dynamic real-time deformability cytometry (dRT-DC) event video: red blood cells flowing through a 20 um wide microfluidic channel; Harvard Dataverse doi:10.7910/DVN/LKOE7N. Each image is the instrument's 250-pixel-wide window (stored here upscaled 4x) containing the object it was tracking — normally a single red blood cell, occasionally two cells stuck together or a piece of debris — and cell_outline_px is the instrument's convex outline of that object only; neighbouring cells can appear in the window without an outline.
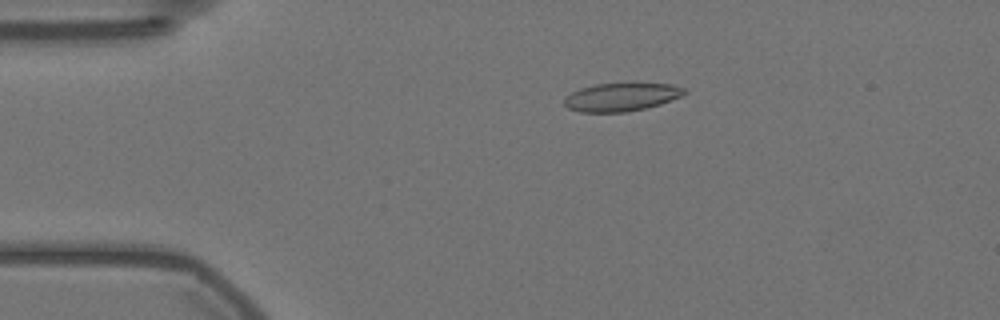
{"species": "Egyptian fruit bat (a non-hibernating species)", "species_latin": "Rousettus aegyptiacus", "temperature_condition": "warm", "stored_images_in_passage": 57, "camera_frame_rate_fps": 3000, "um_per_image_px": 0.085, "animal": {"sex": "female"}, "frame": {"image": 1, "passage_image": 11, "time_ms": 3.333, "image_size_px": [1000, 320], "cell_outline_px": [[688, 92], [680, 96], [660, 104], [644, 108], [624, 112], [580, 112], [568, 108], [564, 104], [564, 100], [572, 92], [580, 88], [596, 84], [672, 84], [684, 88]], "centroid_in_image_um": [52.8, 8.25], "position_along_channel_um": 32.2, "area_um2": 19.36}}
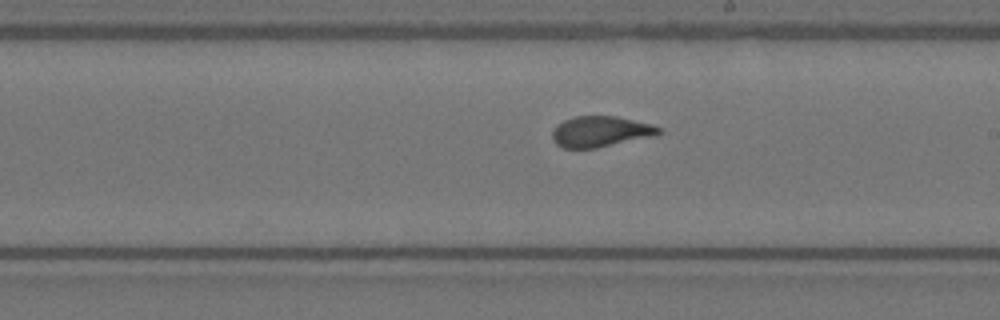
{"frame": {"image": 2, "passage_image": 32, "time_ms": 10.333, "image_size_px": [1000, 320], "cell_outline_px": [[664, 132], [656, 136], [596, 148], [564, 148], [556, 144], [552, 140], [552, 132], [556, 124], [572, 116], [616, 116], [652, 124], [660, 128]], "centroid_in_image_um": [51.05, 11.18], "position_along_channel_um": 237.9, "area_um2": 19.36}}
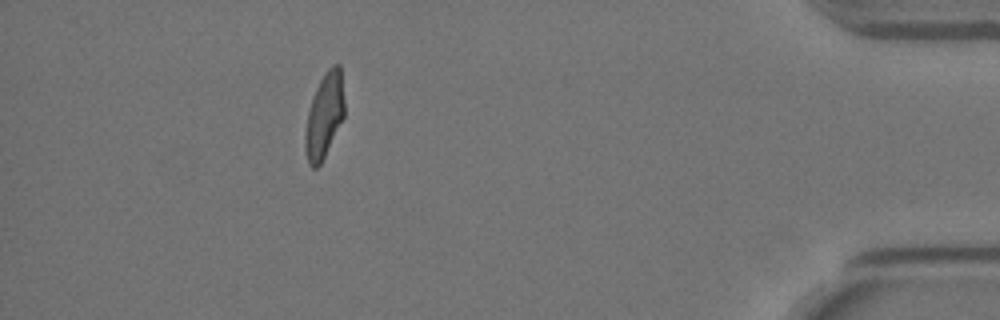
{"frame": {"image": 3, "passage_image": 51, "time_ms": 16.667, "image_size_px": [1000, 320], "cell_outline_px": [[344, 116], [320, 164], [316, 168], [312, 168], [308, 164], [304, 148], [304, 132], [308, 112], [312, 96], [324, 72], [332, 64], [340, 64], [344, 100]], "centroid_in_image_um": [27.54, 9.81], "position_along_channel_um": 407.7, "area_um2": 19.42}, "authors_computed_cell_mechanics": {"area_um2": 19.7676, "velocity_mm_per_s": 3.5507, "shape_relaxation_time_tau1_ms": 5.8935, "shape_relaxation_time_tau2_ms": 0.8383, "deformation_change_tau1": 0.1851, "deformation_change_tau2": 0.0845}}